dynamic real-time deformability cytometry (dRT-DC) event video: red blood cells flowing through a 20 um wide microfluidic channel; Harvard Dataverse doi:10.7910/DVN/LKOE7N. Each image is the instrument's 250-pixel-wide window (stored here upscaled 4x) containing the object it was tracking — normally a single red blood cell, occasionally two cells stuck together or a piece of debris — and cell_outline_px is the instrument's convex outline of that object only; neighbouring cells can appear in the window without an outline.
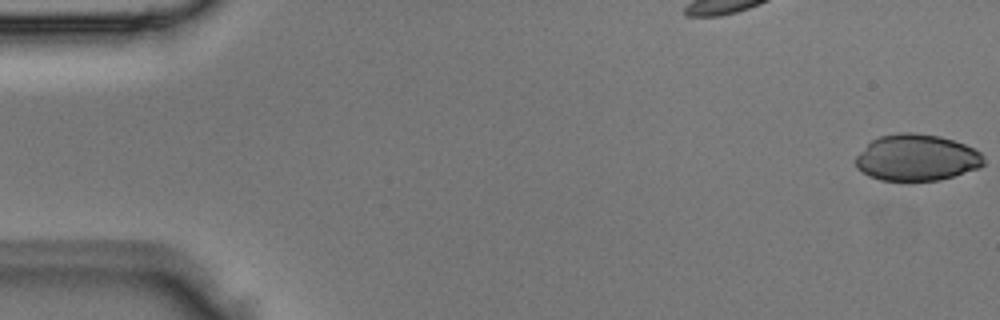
{"species": "Egyptian fruit bat (a non-hibernating species)", "species_latin": "Rousettus aegyptiacus", "temperature_condition": "room temperature", "stored_images_in_passage": 4, "camera_frame_rate_fps": 3000, "um_per_image_px": 0.085, "animal": {"sex": "male"}, "frame": {"image": 1, "passage_image": 1, "time_ms": 0.0, "image_size_px": [1000, 320], "cell_outline_px": [[984, 164], [980, 168], [940, 180], [908, 184], [880, 180], [868, 176], [856, 168], [856, 156], [872, 140], [880, 136], [900, 132], [912, 132], [940, 136], [964, 144], [980, 152], [984, 156]], "centroid_in_image_um": [77.9, 13.45], "position_along_channel_um": 7.1, "area_um2": 35.49}}